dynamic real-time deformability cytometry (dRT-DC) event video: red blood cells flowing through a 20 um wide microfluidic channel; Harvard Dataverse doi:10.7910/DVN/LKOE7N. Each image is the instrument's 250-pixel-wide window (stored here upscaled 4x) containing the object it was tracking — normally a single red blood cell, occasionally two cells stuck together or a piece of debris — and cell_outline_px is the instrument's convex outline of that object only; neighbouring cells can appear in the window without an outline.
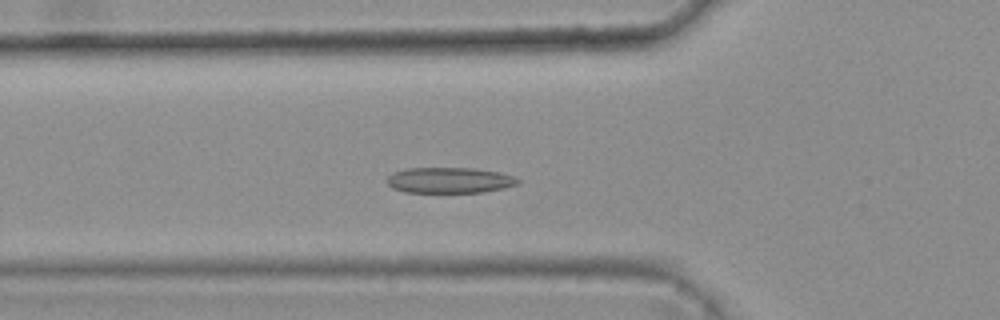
{"species": "common noctule bat (a hibernating species)", "species_latin": "Nyctalus noctula", "temperature_condition": "warm", "stored_images_in_passage": 42, "camera_frame_rate_fps": 3000, "um_per_image_px": 0.085, "animal": {"sex": "female", "body_mass_g": 25.1}, "frame": {"image": 1, "passage_image": 16, "time_ms": 5.0, "image_size_px": [1000, 320], "cell_outline_px": [[520, 180], [516, 184], [504, 188], [484, 192], [404, 192], [392, 188], [388, 184], [388, 176], [392, 172], [408, 168], [476, 168], [500, 172], [512, 176]], "centroid_in_image_um": [38.19, 15.31], "position_along_channel_um": 87.6, "area_um2": 19.59}}
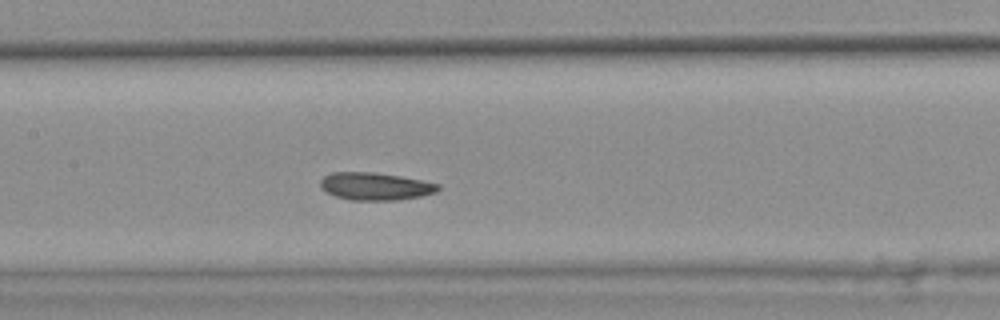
{"frame": {"image": 2, "passage_image": 23, "time_ms": 7.333, "image_size_px": [1000, 320], "cell_outline_px": [[440, 188], [436, 192], [420, 196], [396, 200], [348, 200], [336, 196], [320, 188], [320, 180], [324, 176], [332, 172], [376, 172], [400, 176], [440, 184]], "centroid_in_image_um": [31.88, 15.83], "position_along_channel_um": 175.5, "area_um2": 18.9}}
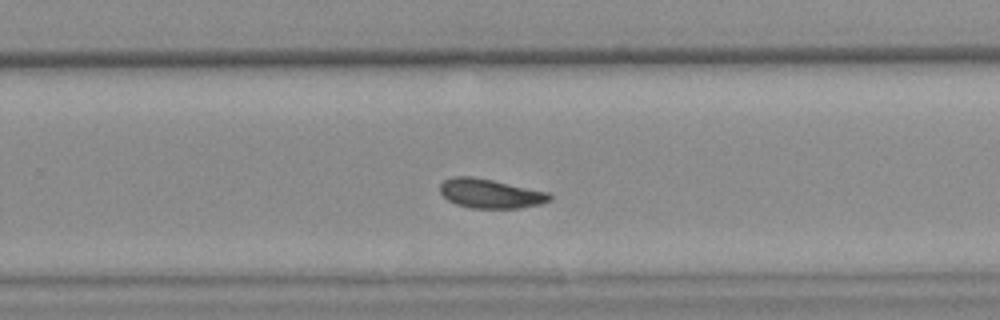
{"frame": {"image": 3, "passage_image": 32, "time_ms": 10.333, "image_size_px": [1000, 320], "cell_outline_px": [[552, 200], [540, 204], [520, 208], [472, 208], [456, 204], [448, 200], [440, 192], [440, 184], [444, 180], [452, 176], [468, 176], [492, 180], [548, 192], [552, 196]], "centroid_in_image_um": [41.68, 16.45], "position_along_channel_um": 288.1, "area_um2": 18.61}, "authors_computed_cell_mechanics": {"area_um2": 18.9006, "velocity_mm_per_s": 3.7615, "shape_relaxation_time_tau1_ms": 6.8946, "shape_relaxation_time_tau2_ms": 3.1636, "deformation_change_tau1": 0.1266, "deformation_change_tau2": 0.0871}}